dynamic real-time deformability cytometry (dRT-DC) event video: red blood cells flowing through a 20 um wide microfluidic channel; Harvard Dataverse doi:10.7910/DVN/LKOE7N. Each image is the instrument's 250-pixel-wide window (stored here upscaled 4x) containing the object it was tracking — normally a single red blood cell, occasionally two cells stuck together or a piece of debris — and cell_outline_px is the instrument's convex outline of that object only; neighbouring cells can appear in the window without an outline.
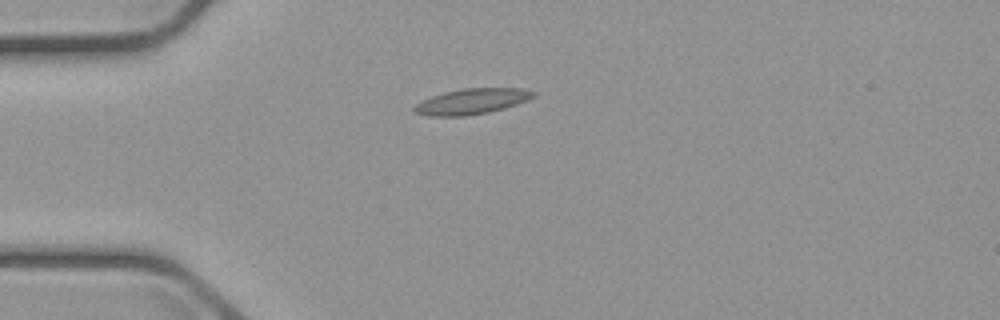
{"species": "common noctule bat (a hibernating species)", "species_latin": "Nyctalus noctula", "temperature_condition": "cold", "stored_images_in_passage": 5, "camera_frame_rate_fps": 3000, "um_per_image_px": 0.085, "animal": {"sex": "male", "body_mass_g": 23.1, "forearm_length_mm": 52.7}, "frame": {"image": 1, "passage_image": 1, "time_ms": 0.0, "image_size_px": [1000, 320], "cell_outline_px": [[536, 96], [528, 100], [504, 108], [488, 112], [464, 116], [428, 116], [412, 112], [412, 108], [420, 100], [444, 92], [460, 88], [524, 88], [536, 92]], "centroid_in_image_um": [40.08, 8.61], "position_along_channel_um": 44.9, "area_um2": 17.98}}
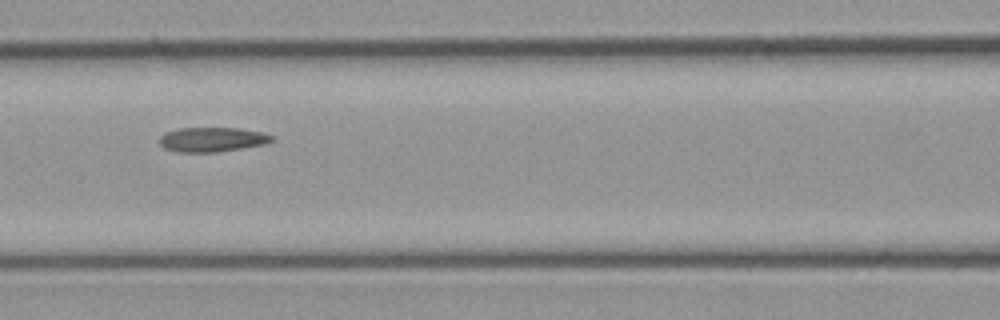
{"frame": {"image": 2, "passage_image": 4, "time_ms": 3.333, "image_size_px": [1000, 320], "cell_outline_px": [[276, 140], [264, 144], [216, 152], [176, 152], [164, 148], [160, 144], [160, 136], [164, 132], [180, 128], [240, 128], [264, 132], [276, 136]], "centroid_in_image_um": [18.07, 11.85], "position_along_channel_um": 148.5, "area_um2": 16.24}}
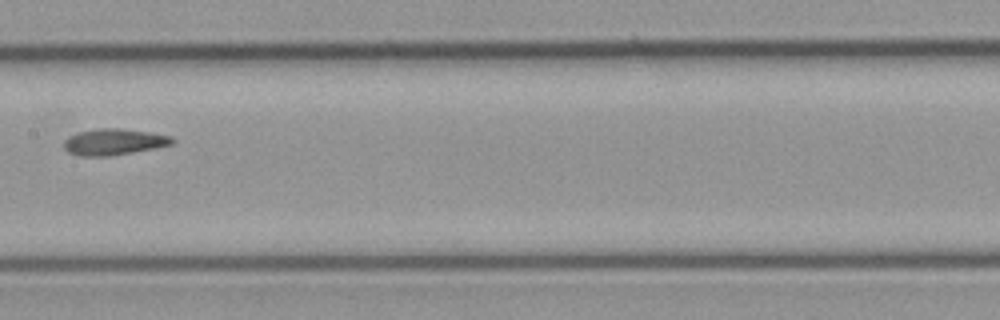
{"frame": {"image": 3, "passage_image": 5, "time_ms": 4.667, "image_size_px": [1000, 320], "cell_outline_px": [[176, 140], [172, 144], [156, 148], [108, 156], [80, 156], [68, 152], [64, 148], [64, 140], [68, 136], [80, 132], [96, 128], [120, 128], [148, 132], [172, 136]], "centroid_in_image_um": [9.68, 12.06], "position_along_channel_um": 197.7, "area_um2": 16.59}}